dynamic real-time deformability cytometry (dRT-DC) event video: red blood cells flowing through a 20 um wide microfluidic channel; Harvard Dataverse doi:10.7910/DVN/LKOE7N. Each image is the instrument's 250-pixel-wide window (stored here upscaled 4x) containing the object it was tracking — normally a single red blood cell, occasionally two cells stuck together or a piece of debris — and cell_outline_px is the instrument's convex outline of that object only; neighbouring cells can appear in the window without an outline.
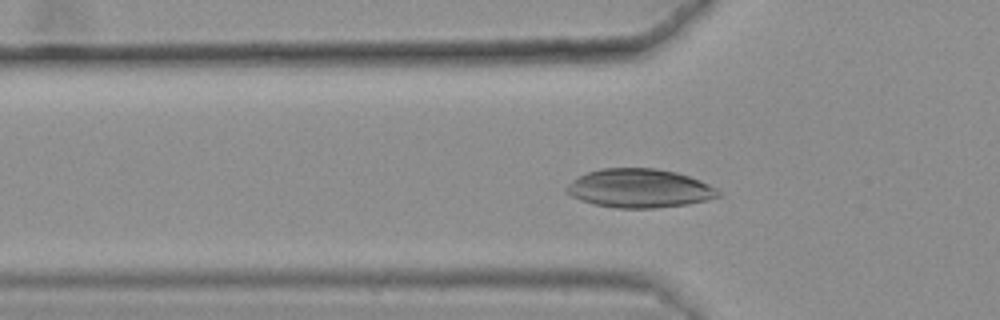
{"species": "common noctule bat (a hibernating species)", "species_latin": "Nyctalus noctula", "temperature_condition": "warm", "stored_images_in_passage": 34, "camera_frame_rate_fps": 3000, "um_per_image_px": 0.085, "animal": {"sex": "female", "body_mass_g": 25.1}, "frame": {"image": 1, "passage_image": 6, "time_ms": 1.667, "image_size_px": [1000, 320], "cell_outline_px": [[724, 192], [720, 196], [688, 204], [656, 208], [616, 208], [592, 204], [580, 200], [564, 192], [564, 188], [568, 184], [580, 176], [588, 172], [600, 168], [652, 168], [676, 172], [700, 180]], "centroid_in_image_um": [54.34, 16.01], "position_along_channel_um": 71.5, "area_um2": 34.33}}
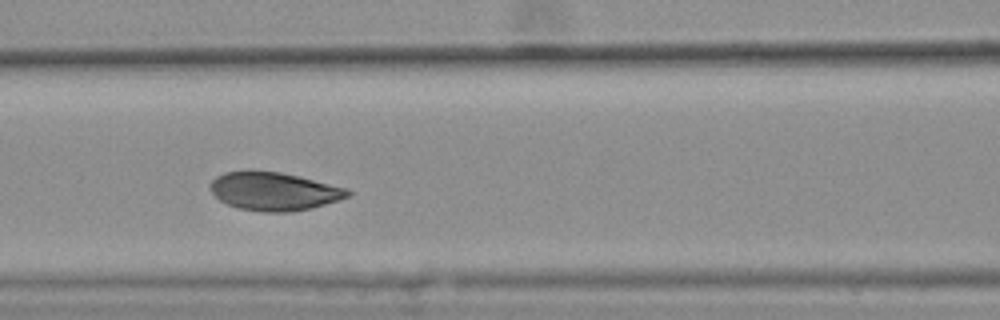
{"frame": {"image": 2, "passage_image": 12, "time_ms": 3.667, "image_size_px": [1000, 320], "cell_outline_px": [[352, 192], [348, 196], [340, 200], [312, 208], [292, 212], [264, 212], [240, 208], [228, 204], [220, 200], [212, 192], [212, 180], [216, 176], [224, 172], [248, 168], [280, 172], [300, 176], [348, 188]], "centroid_in_image_um": [23.31, 16.23], "position_along_channel_um": 143.3, "area_um2": 31.1}}
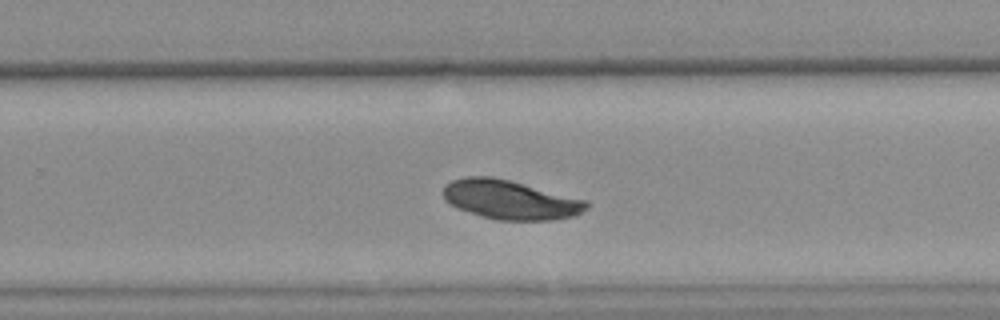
{"frame": {"image": 3, "passage_image": 24, "time_ms": 7.667, "image_size_px": [1000, 320], "cell_outline_px": [[588, 208], [576, 216], [552, 220], [496, 220], [480, 216], [456, 208], [448, 204], [444, 200], [444, 184], [452, 180], [468, 176], [492, 176], [588, 200]], "centroid_in_image_um": [43.36, 16.99], "position_along_channel_um": 286.4, "area_um2": 32.89}}